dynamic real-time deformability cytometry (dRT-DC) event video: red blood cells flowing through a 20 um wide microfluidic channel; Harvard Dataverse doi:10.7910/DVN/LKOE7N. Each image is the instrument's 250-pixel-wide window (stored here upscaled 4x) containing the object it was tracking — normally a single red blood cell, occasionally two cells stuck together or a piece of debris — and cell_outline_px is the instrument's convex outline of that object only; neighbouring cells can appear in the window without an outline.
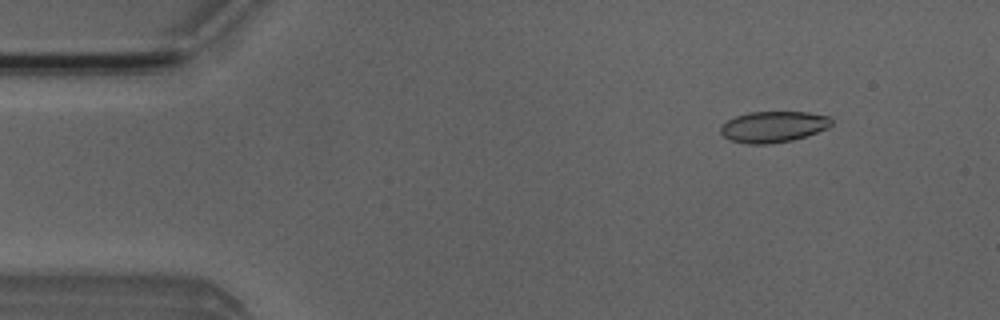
{"species": "Egyptian fruit bat (a non-hibernating species)", "species_latin": "Rousettus aegyptiacus", "temperature_condition": "room temperature", "stored_images_in_passage": 51, "camera_frame_rate_fps": 3000, "um_per_image_px": 0.085, "animal": {"sex": "male"}, "frame": {"image": 1, "passage_image": 6, "time_ms": 1.667, "image_size_px": [1000, 320], "cell_outline_px": [[832, 124], [828, 128], [792, 140], [768, 144], [748, 144], [728, 140], [720, 132], [720, 128], [728, 120], [736, 116], [748, 112], [808, 112], [828, 116], [832, 120]], "centroid_in_image_um": [65.72, 10.77], "position_along_channel_um": 19.3, "area_um2": 20.0}}
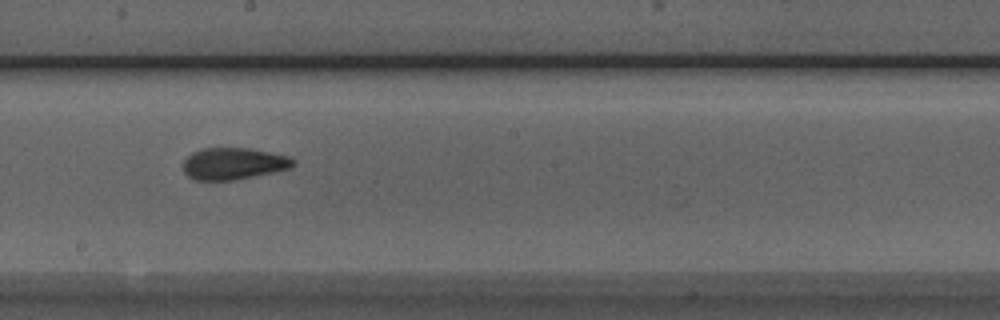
{"frame": {"image": 2, "passage_image": 28, "time_ms": 9.0, "image_size_px": [1000, 320], "cell_outline_px": [[296, 164], [288, 168], [272, 172], [232, 180], [192, 180], [184, 172], [184, 160], [192, 152], [200, 148], [248, 148], [288, 156], [296, 160]], "centroid_in_image_um": [19.82, 13.9], "position_along_channel_um": 228.4, "area_um2": 20.23}}
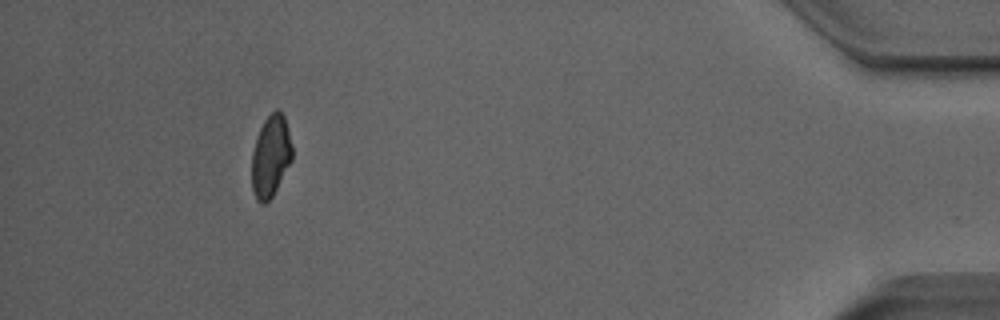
{"frame": {"image": 3, "passage_image": 47, "time_ms": 15.333, "image_size_px": [1000, 320], "cell_outline_px": [[292, 160], [272, 196], [264, 204], [260, 204], [256, 200], [252, 192], [252, 152], [256, 136], [264, 120], [276, 108], [284, 116], [292, 144]], "centroid_in_image_um": [22.99, 13.29], "position_along_channel_um": 412.2, "area_um2": 19.25}, "authors_computed_cell_mechanics": {"area_um2": 20.3456, "velocity_mm_per_s": 3.9731, "shape_relaxation_time_tau1_ms": 11.2861, "shape_relaxation_time_tau2_ms": 1.5429, "deformation_change_tau1": 0.2117, "deformation_change_tau2": 0.0755}}